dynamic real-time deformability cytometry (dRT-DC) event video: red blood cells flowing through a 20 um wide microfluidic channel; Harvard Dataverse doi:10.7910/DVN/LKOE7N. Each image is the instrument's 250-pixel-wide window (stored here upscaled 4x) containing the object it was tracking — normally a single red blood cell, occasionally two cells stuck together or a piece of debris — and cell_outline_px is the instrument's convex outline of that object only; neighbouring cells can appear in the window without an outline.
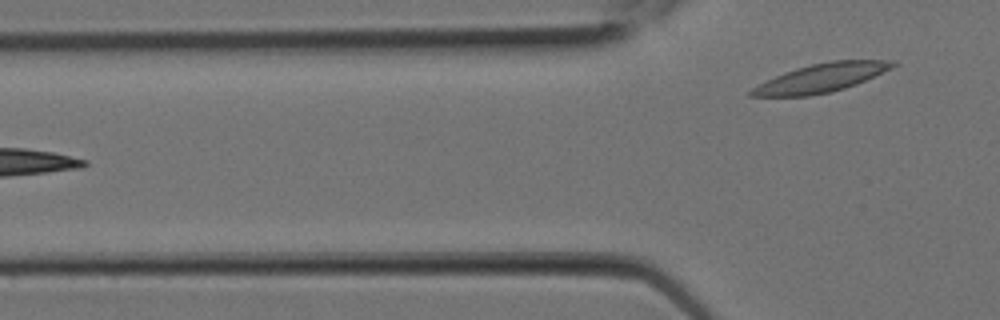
{"species": "Egyptian fruit bat (a non-hibernating species)", "species_latin": "Rousettus aegyptiacus", "temperature_condition": "room temperature", "stored_images_in_passage": 8, "segment_of_instrument_passage": [2, 2], "camera_frame_rate_fps": 3000, "um_per_image_px": 0.085, "animal": {"sex": "female"}, "frame": {"image": 1, "passage_image": 8, "time_ms": 2.333, "image_size_px": [1000, 320], "cell_outline_px": [[900, 64], [892, 68], [856, 84], [844, 88], [828, 92], [808, 96], [748, 96], [748, 92], [752, 88], [784, 72], [796, 68], [812, 64], [832, 60], [892, 60]], "centroid_in_image_um": [69.83, 6.61], "position_along_channel_um": 56.0, "area_um2": 23.29}}